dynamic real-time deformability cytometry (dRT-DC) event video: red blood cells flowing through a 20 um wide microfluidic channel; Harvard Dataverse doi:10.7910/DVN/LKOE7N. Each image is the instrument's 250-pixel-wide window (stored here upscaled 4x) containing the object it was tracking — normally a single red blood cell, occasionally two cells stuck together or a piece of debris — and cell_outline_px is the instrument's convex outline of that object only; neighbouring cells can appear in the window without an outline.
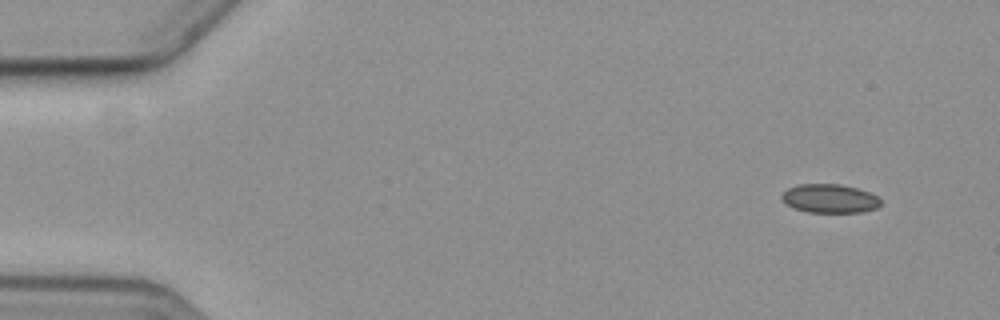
{"species": "common noctule bat (a hibernating species)", "species_latin": "Nyctalus noctula", "temperature_condition": "cold", "stored_images_in_passage": 4, "camera_frame_rate_fps": 3000, "um_per_image_px": 0.085, "animal": {"sex": "female", "body_mass_g": 19.3, "forearm_length_mm": 54.1}, "frame": {"image": 1, "passage_image": 1, "time_ms": 0.0, "image_size_px": [1000, 320], "cell_outline_px": [[880, 204], [876, 208], [860, 212], [808, 212], [796, 208], [788, 204], [780, 196], [788, 188], [796, 184], [840, 184], [856, 188], [868, 192], [876, 196], [880, 200]], "centroid_in_image_um": [70.52, 16.86], "position_along_channel_um": 14.5, "area_um2": 16.3}}
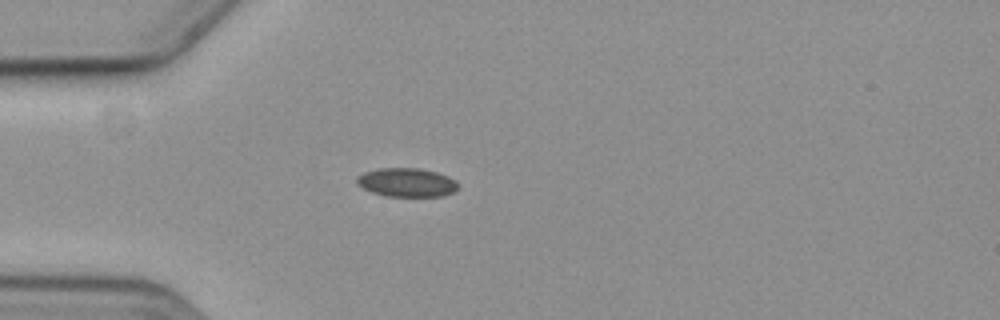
{"frame": {"image": 2, "passage_image": 4, "time_ms": 4.0, "image_size_px": [1000, 320], "cell_outline_px": [[460, 184], [452, 192], [444, 196], [384, 196], [372, 192], [356, 184], [356, 176], [364, 172], [380, 168], [420, 168], [436, 172], [448, 176], [456, 180]], "centroid_in_image_um": [34.56, 15.5], "position_along_channel_um": 50.4, "area_um2": 17.05}}